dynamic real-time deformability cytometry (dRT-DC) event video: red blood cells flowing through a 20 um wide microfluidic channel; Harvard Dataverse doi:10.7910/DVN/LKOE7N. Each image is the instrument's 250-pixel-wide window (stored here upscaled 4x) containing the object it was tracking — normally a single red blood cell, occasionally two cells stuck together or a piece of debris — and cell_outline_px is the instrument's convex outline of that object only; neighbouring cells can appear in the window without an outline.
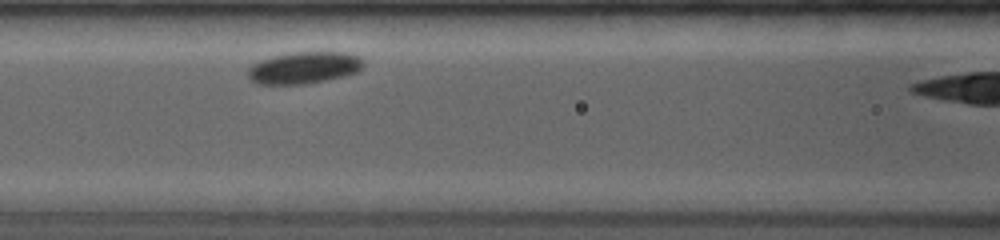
{"species": "common noctule bat (a hibernating species)", "species_latin": "Nyctalus noctula", "temperature_condition": "room temperature", "stored_images_in_passage": 4, "camera_frame_rate_fps": 4000, "um_per_image_px": 0.085, "animal": {"sex": "female", "body_mass_g": 19.0, "forearm_length_mm": 53.3}, "frame": {"image": 1, "passage_image": 3, "time_ms": 2.0, "image_size_px": [1000, 240], "cell_outline_px": [[364, 64], [356, 72], [344, 76], [304, 84], [256, 84], [248, 76], [248, 68], [252, 64], [260, 60], [272, 56], [292, 52], [348, 52], [360, 56], [364, 60]], "centroid_in_image_um": [25.84, 5.74], "position_along_channel_um": 140.8, "area_um2": 21.5}}